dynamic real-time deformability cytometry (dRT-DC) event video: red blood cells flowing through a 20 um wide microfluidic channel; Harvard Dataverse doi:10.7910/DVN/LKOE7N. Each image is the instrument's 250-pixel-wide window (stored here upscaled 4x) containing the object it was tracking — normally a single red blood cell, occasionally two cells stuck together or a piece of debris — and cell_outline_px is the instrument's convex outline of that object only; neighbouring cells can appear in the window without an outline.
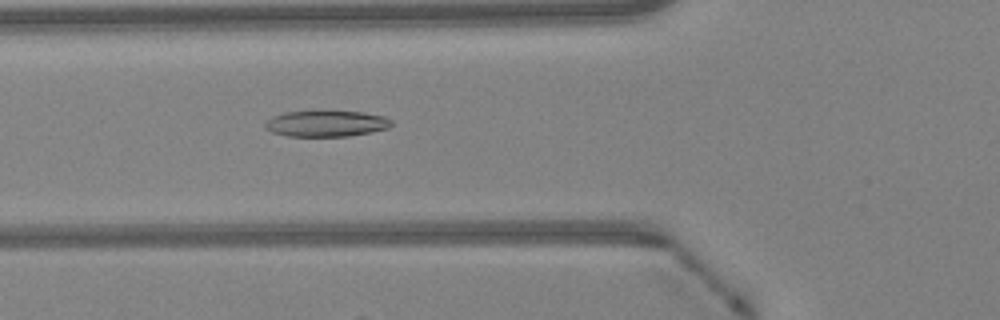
{"species": "Egyptian fruit bat (a non-hibernating species)", "species_latin": "Rousettus aegyptiacus", "temperature_condition": "warm", "stored_images_in_passage": 34, "camera_frame_rate_fps": 3000, "um_per_image_px": 0.085, "animal": {"sex": "female"}, "frame": {"image": 1, "passage_image": 18, "time_ms": 5.667, "image_size_px": [1000, 320], "cell_outline_px": [[392, 124], [388, 128], [372, 132], [348, 136], [288, 136], [272, 132], [264, 128], [264, 124], [272, 116], [284, 112], [316, 108], [324, 108], [364, 112], [384, 116], [392, 120]], "centroid_in_image_um": [27.71, 10.44], "position_along_channel_um": 98.1, "area_um2": 20.29}}
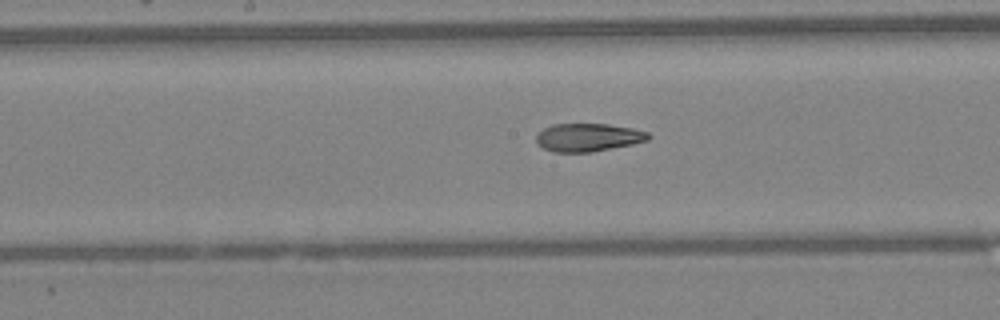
{"frame": {"image": 2, "passage_image": 25, "time_ms": 8.0, "image_size_px": [1000, 320], "cell_outline_px": [[652, 136], [648, 140], [632, 144], [592, 152], [552, 152], [536, 144], [536, 136], [544, 128], [552, 124], [608, 124], [632, 128], [648, 132]], "centroid_in_image_um": [49.99, 11.68], "position_along_channel_um": 198.2, "area_um2": 18.38}}
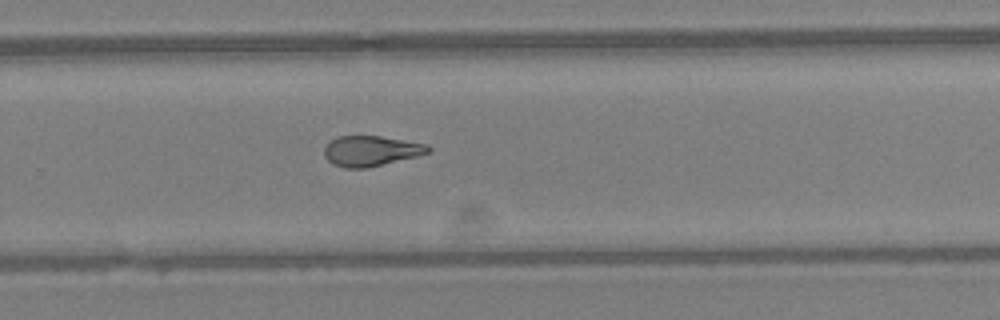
{"frame": {"image": 3, "passage_image": 32, "time_ms": 10.333, "image_size_px": [1000, 320], "cell_outline_px": [[432, 152], [368, 168], [344, 168], [332, 164], [324, 156], [324, 148], [336, 136], [380, 136], [428, 144], [432, 148]], "centroid_in_image_um": [31.55, 12.83], "position_along_channel_um": 298.3, "area_um2": 18.44}}